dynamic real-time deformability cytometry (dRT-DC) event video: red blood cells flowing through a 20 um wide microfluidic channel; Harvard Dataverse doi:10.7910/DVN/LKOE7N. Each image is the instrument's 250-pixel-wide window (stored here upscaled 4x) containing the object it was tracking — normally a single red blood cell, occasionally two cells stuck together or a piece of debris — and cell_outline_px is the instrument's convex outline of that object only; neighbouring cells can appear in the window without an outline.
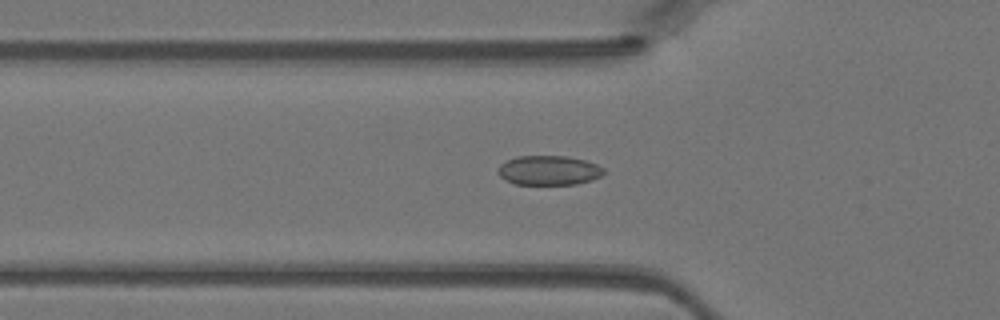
{"species": "Egyptian fruit bat (a non-hibernating species)", "species_latin": "Rousettus aegyptiacus", "temperature_condition": "warm", "stored_images_in_passage": 41, "camera_frame_rate_fps": 3000, "um_per_image_px": 0.085, "animal": {"sex": "female"}, "frame": {"image": 1, "passage_image": 11, "time_ms": 3.333, "image_size_px": [1000, 320], "cell_outline_px": [[604, 172], [600, 176], [592, 180], [576, 184], [516, 184], [500, 176], [500, 164], [516, 156], [568, 156], [584, 160], [596, 164], [604, 168]], "centroid_in_image_um": [46.69, 14.47], "position_along_channel_um": 79.1, "area_um2": 17.92}}
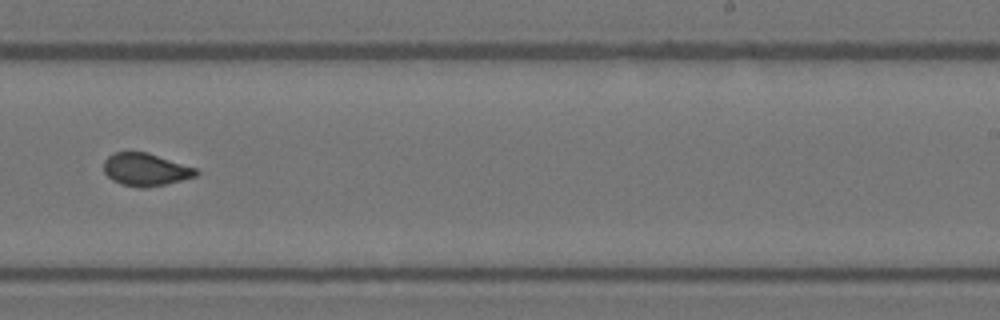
{"frame": {"image": 2, "passage_image": 24, "time_ms": 7.667, "image_size_px": [1000, 320], "cell_outline_px": [[200, 172], [196, 176], [164, 184], [144, 188], [140, 188], [120, 184], [112, 180], [104, 172], [104, 160], [112, 152], [148, 152], [196, 168]], "centroid_in_image_um": [12.35, 14.4], "position_along_channel_um": 276.6, "area_um2": 17.57}}
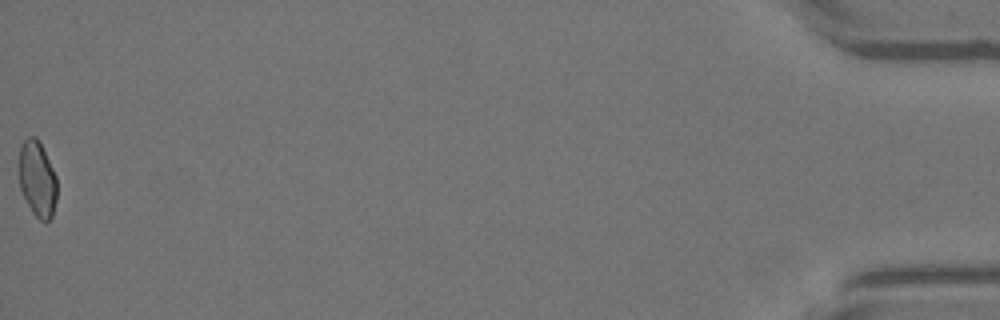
{"frame": {"image": 3, "passage_image": 41, "time_ms": 13.333, "image_size_px": [1000, 320], "cell_outline_px": [[56, 200], [52, 216], [48, 220], [40, 220], [32, 212], [20, 188], [20, 148], [24, 140], [28, 136], [36, 136], [40, 140], [56, 176]], "centroid_in_image_um": [3.18, 15.18], "position_along_channel_um": 432.0, "area_um2": 16.59}}